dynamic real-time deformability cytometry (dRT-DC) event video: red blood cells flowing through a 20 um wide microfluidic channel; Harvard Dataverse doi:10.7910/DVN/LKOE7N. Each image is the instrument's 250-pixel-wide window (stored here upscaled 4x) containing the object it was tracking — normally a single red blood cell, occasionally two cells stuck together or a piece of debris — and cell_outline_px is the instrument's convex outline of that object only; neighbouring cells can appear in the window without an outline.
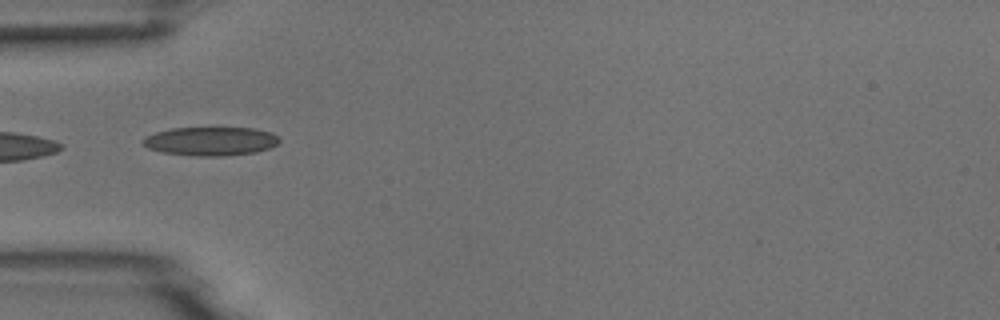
{"species": "common noctule bat (a hibernating species)", "species_latin": "Nyctalus noctula", "temperature_condition": "room temperature", "stored_images_in_passage": 5, "camera_frame_rate_fps": 3000, "um_per_image_px": 0.085, "animal": {"sex": "male", "body_mass_g": 18.8}, "frame": {"image": 1, "passage_image": 5, "time_ms": 4.667, "image_size_px": [1000, 320], "cell_outline_px": [[280, 140], [276, 144], [268, 148], [256, 152], [224, 156], [196, 156], [164, 152], [148, 148], [140, 144], [144, 136], [156, 132], [172, 128], [252, 128], [272, 132]], "centroid_in_image_um": [17.87, 12.0], "position_along_channel_um": 67.1, "area_um2": 22.77}}